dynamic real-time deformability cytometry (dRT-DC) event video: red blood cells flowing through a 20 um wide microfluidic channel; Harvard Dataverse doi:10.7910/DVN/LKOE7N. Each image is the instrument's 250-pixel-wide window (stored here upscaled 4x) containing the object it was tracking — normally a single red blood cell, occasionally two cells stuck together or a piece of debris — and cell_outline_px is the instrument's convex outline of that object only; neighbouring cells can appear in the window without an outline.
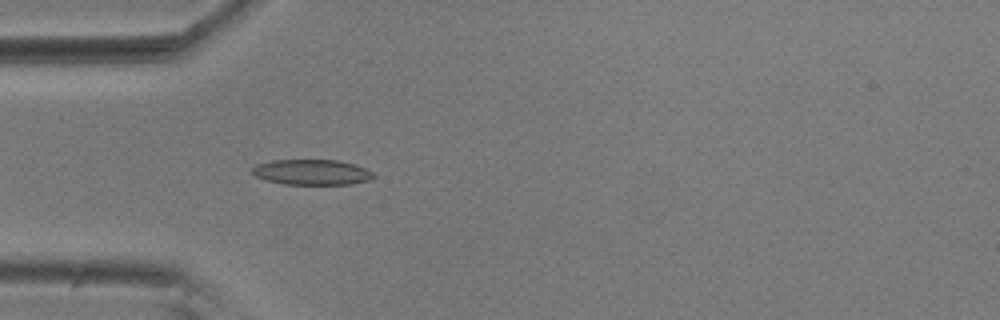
{"species": "common noctule bat (a hibernating species)", "species_latin": "Nyctalus noctula", "temperature_condition": "room temperature", "stored_images_in_passage": 55, "camera_frame_rate_fps": 3000, "um_per_image_px": 0.085, "animal": {"sex": "male", "body_mass_g": 20.5, "forearm_length_mm": 52.5}, "frame": {"image": 1, "passage_image": 16, "time_ms": 5.0, "image_size_px": [1000, 320], "cell_outline_px": [[376, 176], [368, 180], [352, 184], [284, 184], [264, 180], [256, 176], [252, 172], [252, 168], [256, 164], [272, 160], [336, 160], [356, 164], [372, 172]], "centroid_in_image_um": [26.49, 14.63], "position_along_channel_um": 58.5, "area_um2": 17.98}}
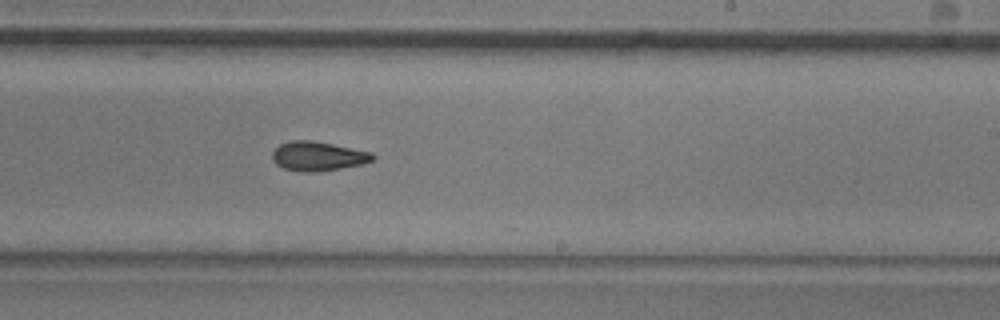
{"frame": {"image": 2, "passage_image": 33, "time_ms": 10.667, "image_size_px": [1000, 320], "cell_outline_px": [[376, 160], [364, 164], [316, 172], [300, 172], [284, 168], [276, 164], [272, 160], [272, 152], [280, 144], [292, 140], [312, 140], [372, 152], [376, 156]], "centroid_in_image_um": [27.05, 13.28], "position_along_channel_um": 261.9, "area_um2": 17.28}}
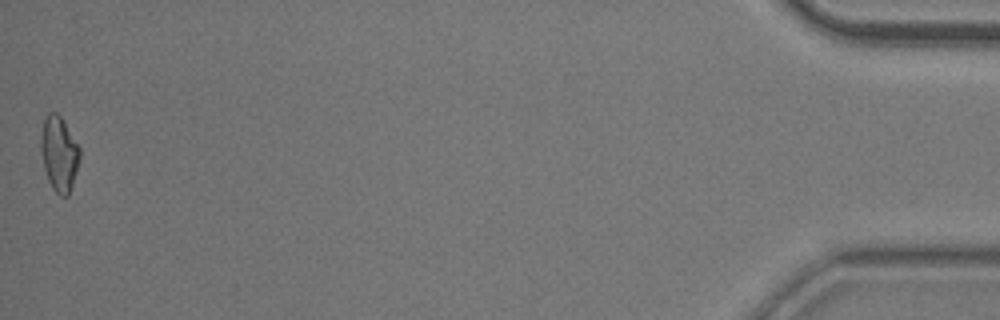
{"frame": {"image": 3, "passage_image": 55, "time_ms": 18.0, "image_size_px": [1000, 320], "cell_outline_px": [[80, 160], [68, 196], [60, 196], [52, 188], [48, 180], [44, 168], [40, 148], [40, 136], [44, 120], [48, 112], [56, 112], [60, 116], [80, 148]], "centroid_in_image_um": [5.01, 13.07], "position_along_channel_um": 430.2, "area_um2": 16.88}, "authors_computed_cell_mechanics": {"area_um2": 17.1666, "velocity_mm_per_s": 3.6237, "shape_relaxation_time_tau1_ms": null, "shape_relaxation_time_tau2_ms": 3.581, "deformation_change_tau1": null, "deformation_change_tau2": 0.105}}